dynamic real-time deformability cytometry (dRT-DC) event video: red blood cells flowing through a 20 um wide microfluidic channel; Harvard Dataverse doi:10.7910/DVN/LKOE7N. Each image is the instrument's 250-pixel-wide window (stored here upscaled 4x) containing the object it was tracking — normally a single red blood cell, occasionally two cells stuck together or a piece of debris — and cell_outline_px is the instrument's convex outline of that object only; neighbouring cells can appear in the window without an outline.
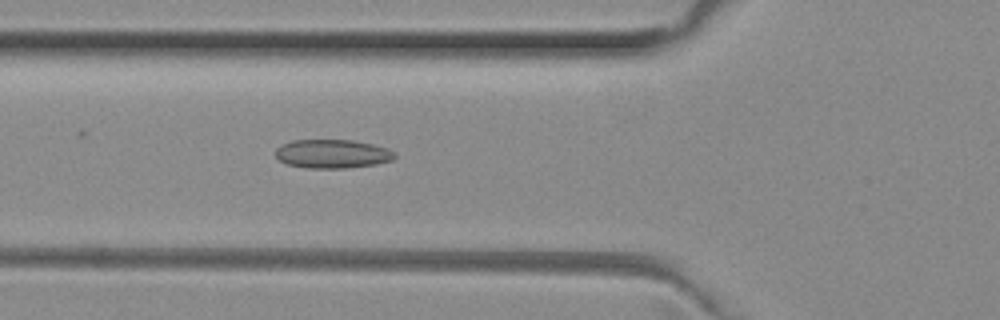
{"species": "common noctule bat (a hibernating species)", "species_latin": "Nyctalus noctula", "temperature_condition": "room temperature", "stored_images_in_passage": 50, "camera_frame_rate_fps": 3000, "um_per_image_px": 0.085, "animal": {"sex": "female", "body_mass_g": 29.2, "forearm_length_mm": 56.3}, "frame": {"image": 1, "passage_image": 17, "time_ms": 5.333, "image_size_px": [1000, 320], "cell_outline_px": [[396, 156], [392, 160], [376, 164], [344, 168], [308, 168], [288, 164], [280, 160], [276, 156], [276, 148], [292, 140], [352, 140], [372, 144], [388, 148], [396, 152]], "centroid_in_image_um": [28.29, 13.07], "position_along_channel_um": 97.5, "area_um2": 19.88}}
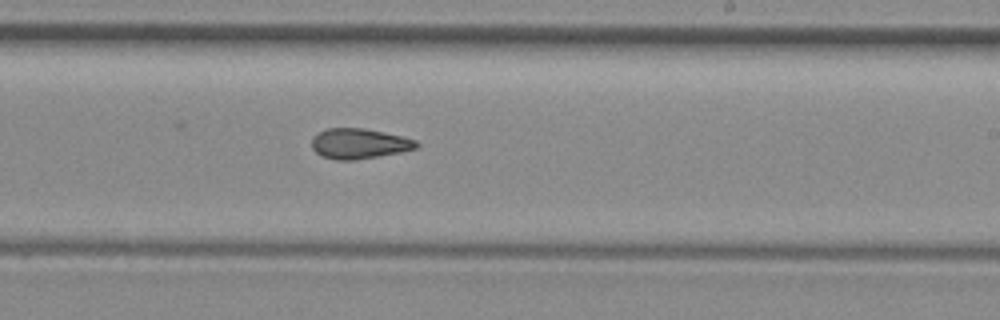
{"frame": {"image": 2, "passage_image": 29, "time_ms": 9.333, "image_size_px": [1000, 320], "cell_outline_px": [[420, 144], [416, 148], [400, 152], [380, 156], [356, 160], [336, 160], [320, 156], [312, 148], [312, 136], [328, 128], [364, 128], [384, 132], [416, 140]], "centroid_in_image_um": [30.51, 12.21], "position_along_channel_um": 258.5, "area_um2": 18.5}}
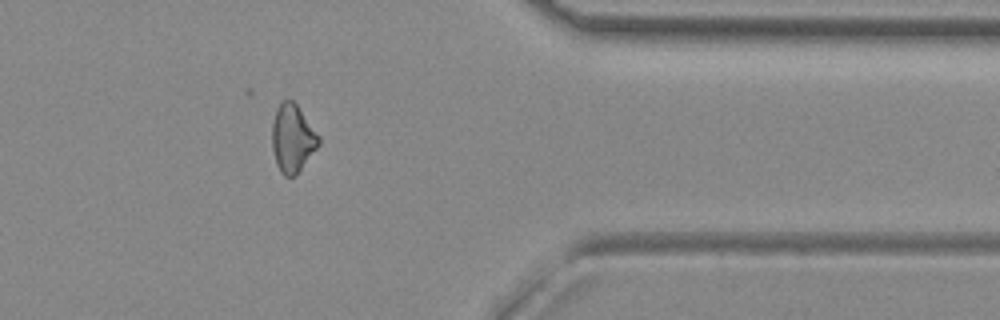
{"frame": {"image": 3, "passage_image": 40, "time_ms": 13.0, "image_size_px": [1000, 320], "cell_outline_px": [[320, 144], [300, 168], [292, 176], [284, 176], [280, 172], [276, 164], [272, 148], [272, 124], [276, 108], [284, 100], [292, 100], [296, 104], [320, 136]], "centroid_in_image_um": [24.85, 11.74], "position_along_channel_um": 386.6, "area_um2": 18.15}, "authors_computed_cell_mechanics": {"area_um2": 19.2185, "velocity_mm_per_s": 4.0129, "shape_relaxation_time_tau1_ms": null, "shape_relaxation_time_tau2_ms": 4.1882, "deformation_change_tau1": null, "deformation_change_tau2": 0.0966}}